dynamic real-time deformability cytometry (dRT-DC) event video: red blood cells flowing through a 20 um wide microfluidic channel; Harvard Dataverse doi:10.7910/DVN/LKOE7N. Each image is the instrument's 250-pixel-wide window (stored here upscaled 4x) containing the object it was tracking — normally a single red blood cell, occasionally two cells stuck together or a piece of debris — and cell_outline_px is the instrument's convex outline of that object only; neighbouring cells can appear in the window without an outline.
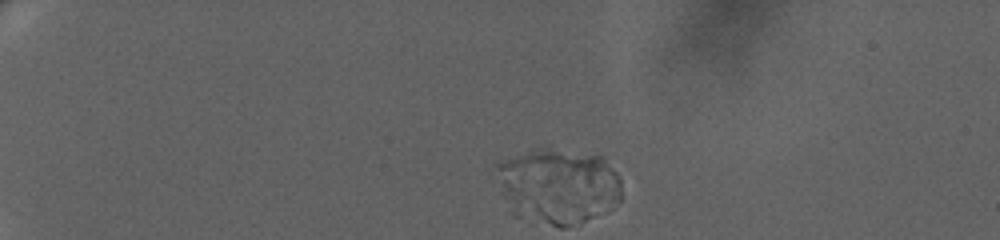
{"species": "human", "species_latin": "Homo sapiens", "temperature_condition": "warm", "stored_images_in_passage": 50, "segment_of_instrument_passage": [1, 2], "camera_frame_rate_fps": 3000, "um_per_image_px": 0.085, "donor": {"sex": "female"}, "frame": {"image": 1, "passage_image": 1, "time_ms": 0.0, "image_size_px": [1000, 240], "cell_outline_px": [[620, 200], [612, 208], [516, 200], [500, 192], [496, 168], [496, 164], [532, 148], [548, 144], [604, 156], [620, 176]], "centroid_in_image_um": [47.59, 15.09], "position_along_channel_um": 37.4, "area_um2": 43.81}}
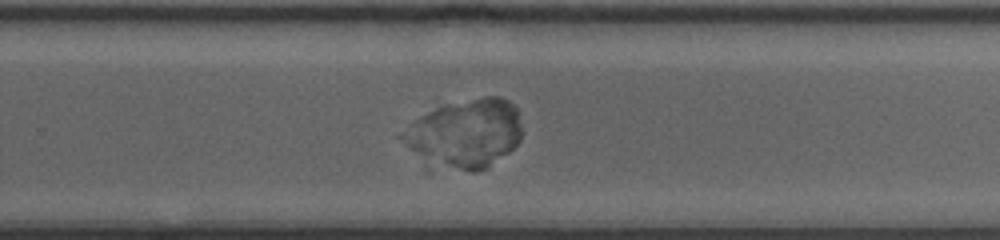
{"frame": {"image": 2, "passage_image": 35, "time_ms": 11.333, "image_size_px": [1000, 240], "cell_outline_px": [[520, 140], [508, 152], [488, 168], [476, 172], [472, 172], [460, 168], [412, 148], [396, 136], [424, 116], [436, 108], [448, 104], [484, 96], [500, 96], [508, 100], [516, 108], [520, 124]], "centroid_in_image_um": [39.7, 11.26], "position_along_channel_um": 290.1, "area_um2": 44.91}}
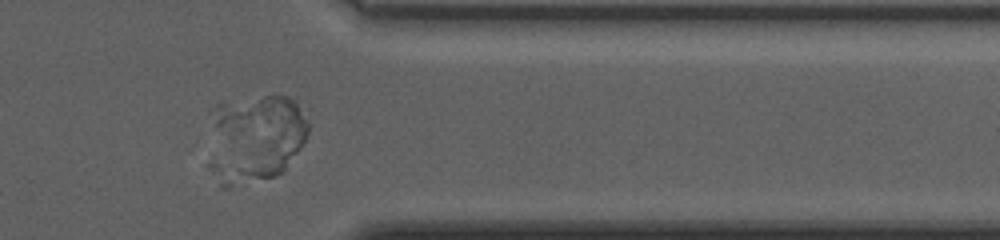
{"frame": {"image": 3, "passage_image": 45, "time_ms": 14.667, "image_size_px": [1000, 240], "cell_outline_px": [[308, 132], [300, 148], [284, 172], [276, 176], [256, 176], [240, 172], [216, 124], [216, 104], [264, 96], [292, 96], [296, 100], [308, 120]], "centroid_in_image_um": [22.32, 11.29], "position_along_channel_um": 389.1, "area_um2": 41.38}}